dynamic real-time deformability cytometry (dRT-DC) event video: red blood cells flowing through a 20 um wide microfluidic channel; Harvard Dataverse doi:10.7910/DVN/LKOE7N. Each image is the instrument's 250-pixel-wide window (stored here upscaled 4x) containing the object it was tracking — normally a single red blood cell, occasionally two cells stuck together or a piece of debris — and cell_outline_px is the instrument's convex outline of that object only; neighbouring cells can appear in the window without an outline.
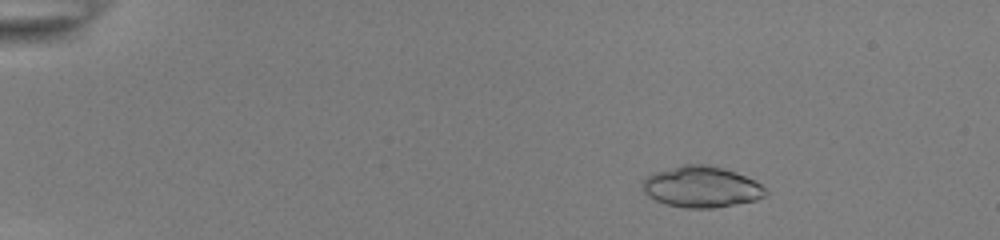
{"species": "common noctule bat (a hibernating species)", "species_latin": "Nyctalus noctula", "temperature_condition": "room temperature", "stored_images_in_passage": 53, "camera_frame_rate_fps": 3000, "um_per_image_px": 0.085, "animal": {"sex": "female", "body_mass_g": 22.0, "forearm_length_mm": 56.7}, "frame": {"image": 1, "passage_image": 9, "time_ms": 2.667, "image_size_px": [1000, 240], "cell_outline_px": [[768, 196], [756, 200], [716, 208], [684, 208], [664, 204], [648, 196], [644, 192], [644, 180], [652, 172], [684, 164], [708, 164], [724, 168], [736, 172], [760, 184], [768, 192]], "centroid_in_image_um": [59.63, 15.89], "position_along_channel_um": 25.4, "area_um2": 29.59}}